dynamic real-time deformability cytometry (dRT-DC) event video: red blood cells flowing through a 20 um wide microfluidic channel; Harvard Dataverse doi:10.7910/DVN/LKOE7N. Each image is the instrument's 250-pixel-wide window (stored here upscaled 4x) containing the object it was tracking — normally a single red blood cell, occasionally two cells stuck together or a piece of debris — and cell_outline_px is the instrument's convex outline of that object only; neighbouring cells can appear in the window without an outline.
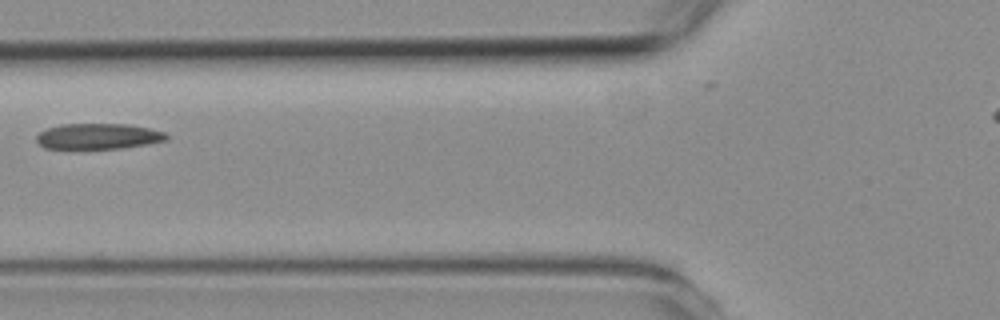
{"species": "common noctule bat (a hibernating species)", "species_latin": "Nyctalus noctula", "temperature_condition": "room temperature", "stored_images_in_passage": 6, "camera_frame_rate_fps": 3000, "um_per_image_px": 0.085, "animal": {"sex": "female", "body_mass_g": 19.3, "forearm_length_mm": 54.1}, "frame": {"image": 1, "passage_image": 5, "time_ms": 5.0, "image_size_px": [1000, 320], "cell_outline_px": [[168, 140], [120, 148], [44, 148], [36, 140], [36, 136], [40, 132], [48, 128], [60, 124], [128, 124], [148, 128], [164, 132], [168, 136]], "centroid_in_image_um": [8.34, 11.57], "position_along_channel_um": 117.5, "area_um2": 19.19}}
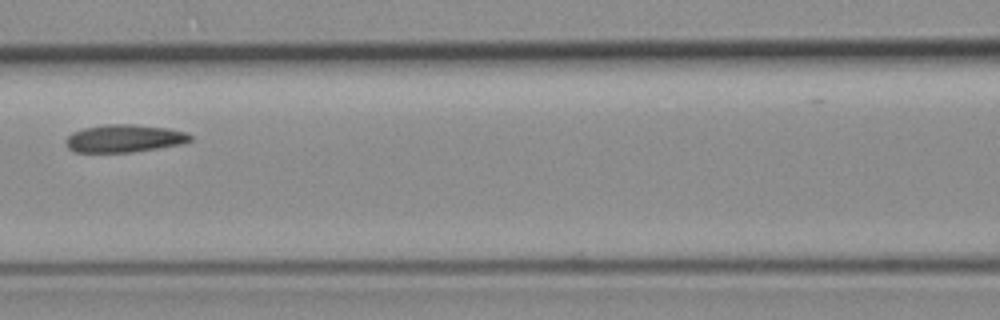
{"frame": {"image": 2, "passage_image": 6, "time_ms": 6.0, "image_size_px": [1000, 320], "cell_outline_px": [[192, 140], [180, 144], [132, 152], [76, 152], [68, 148], [64, 144], [64, 140], [72, 132], [84, 128], [104, 124], [132, 124], [168, 128], [184, 132], [192, 136]], "centroid_in_image_um": [10.51, 11.76], "position_along_channel_um": 156.1, "area_um2": 20.06}}